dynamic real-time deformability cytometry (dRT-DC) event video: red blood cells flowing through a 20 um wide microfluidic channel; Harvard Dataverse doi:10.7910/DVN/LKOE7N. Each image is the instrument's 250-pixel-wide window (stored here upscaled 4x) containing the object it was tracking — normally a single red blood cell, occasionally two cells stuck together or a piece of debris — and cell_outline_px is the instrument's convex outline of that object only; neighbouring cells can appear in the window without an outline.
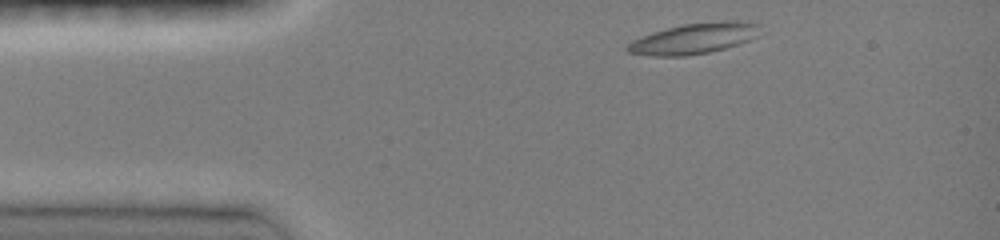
{"species": "common noctule bat (a hibernating species)", "species_latin": "Nyctalus noctula", "temperature_condition": "room temperature", "stored_images_in_passage": 37, "camera_frame_rate_fps": 3000, "um_per_image_px": 0.085, "animal": {"sex": "female", "body_mass_g": 19.0, "forearm_length_mm": 51.5}, "frame": {"image": 1, "passage_image": 2, "time_ms": 0.333, "image_size_px": [1000, 240], "cell_outline_px": [[760, 36], [724, 48], [708, 52], [684, 56], [648, 56], [628, 52], [624, 48], [628, 44], [644, 36], [668, 28], [684, 24], [760, 24]], "centroid_in_image_um": [58.9, 3.34], "position_along_channel_um": 26.1, "area_um2": 22.2}}
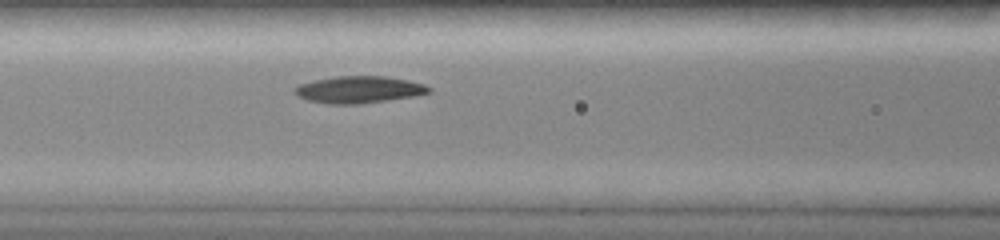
{"frame": {"image": 2, "passage_image": 14, "time_ms": 4.333, "image_size_px": [1000, 240], "cell_outline_px": [[432, 92], [412, 96], [360, 104], [328, 104], [308, 100], [296, 96], [292, 92], [292, 88], [300, 84], [316, 80], [336, 76], [384, 76], [408, 80], [424, 84], [432, 88]], "centroid_in_image_um": [30.47, 7.62], "position_along_channel_um": 136.1, "area_um2": 21.1}}
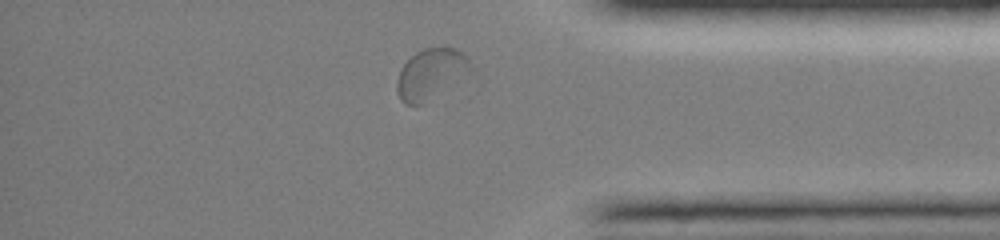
{"frame": {"image": 3, "passage_image": 34, "time_ms": 11.0, "image_size_px": [1000, 240], "cell_outline_px": [[472, 68], [420, 104], [404, 104], [400, 100], [396, 88], [396, 80], [404, 64], [416, 52], [424, 48], [456, 48], [472, 64]], "centroid_in_image_um": [36.53, 6.25], "position_along_channel_um": 398.7, "area_um2": 20.35}, "authors_computed_cell_mechanics": {"area_um2": 21.097, "velocity_mm_per_s": 4.0068, "shape_relaxation_time_tau1_ms": null, "shape_relaxation_time_tau2_ms": 2.1384, "deformation_change_tau1": null, "deformation_change_tau2": 0.0584}}